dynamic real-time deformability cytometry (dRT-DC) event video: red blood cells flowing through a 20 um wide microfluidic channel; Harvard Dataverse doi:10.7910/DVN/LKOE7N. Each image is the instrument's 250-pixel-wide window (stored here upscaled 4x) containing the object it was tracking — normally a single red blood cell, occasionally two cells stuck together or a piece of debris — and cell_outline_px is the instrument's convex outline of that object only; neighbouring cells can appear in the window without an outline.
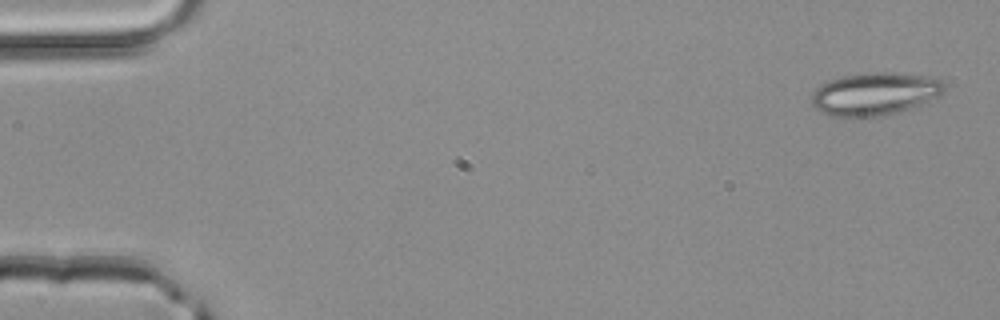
{"species": "common noctule bat (a hibernating species)", "species_latin": "Nyctalus noctula", "temperature_condition": "room temperature", "stored_images_in_passage": 3, "camera_frame_rate_fps": 3000, "um_per_image_px": 0.085, "animal": {"sex": "male", "body_mass_g": 20.4}, "frame": {"image": 1, "passage_image": 1, "time_ms": 0.0, "image_size_px": [1000, 320], "cell_outline_px": [[944, 92], [940, 96], [900, 112], [876, 116], [832, 116], [820, 112], [812, 104], [812, 92], [816, 88], [832, 80], [844, 76], [872, 72], [888, 72], [936, 76], [944, 84]], "centroid_in_image_um": [74.41, 7.97], "position_along_channel_um": 10.6, "area_um2": 32.89}}